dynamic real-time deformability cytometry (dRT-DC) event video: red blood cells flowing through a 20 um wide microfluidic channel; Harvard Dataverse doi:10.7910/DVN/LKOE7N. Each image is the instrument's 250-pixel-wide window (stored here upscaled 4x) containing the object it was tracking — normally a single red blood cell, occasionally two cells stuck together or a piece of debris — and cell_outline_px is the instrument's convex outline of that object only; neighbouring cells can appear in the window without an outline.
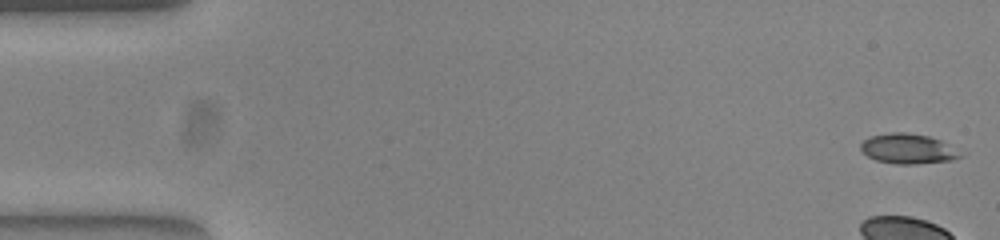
{"species": "common noctule bat (a hibernating species)", "species_latin": "Nyctalus noctula", "temperature_condition": "warm", "stored_images_in_passage": 47, "camera_frame_rate_fps": 3000, "um_per_image_px": 0.085, "animal": {"sex": "female", "body_mass_g": 23.0, "forearm_length_mm": 53.4}, "frame": {"image": 1, "passage_image": 1, "time_ms": 0.0, "image_size_px": [1000, 240], "cell_outline_px": [[968, 152], [964, 156], [952, 160], [916, 164], [896, 164], [876, 160], [868, 156], [860, 148], [860, 144], [864, 140], [872, 136], [892, 132], [904, 132], [928, 136], [940, 140]], "centroid_in_image_um": [77.29, 12.65], "position_along_channel_um": 7.7, "area_um2": 17.69}}